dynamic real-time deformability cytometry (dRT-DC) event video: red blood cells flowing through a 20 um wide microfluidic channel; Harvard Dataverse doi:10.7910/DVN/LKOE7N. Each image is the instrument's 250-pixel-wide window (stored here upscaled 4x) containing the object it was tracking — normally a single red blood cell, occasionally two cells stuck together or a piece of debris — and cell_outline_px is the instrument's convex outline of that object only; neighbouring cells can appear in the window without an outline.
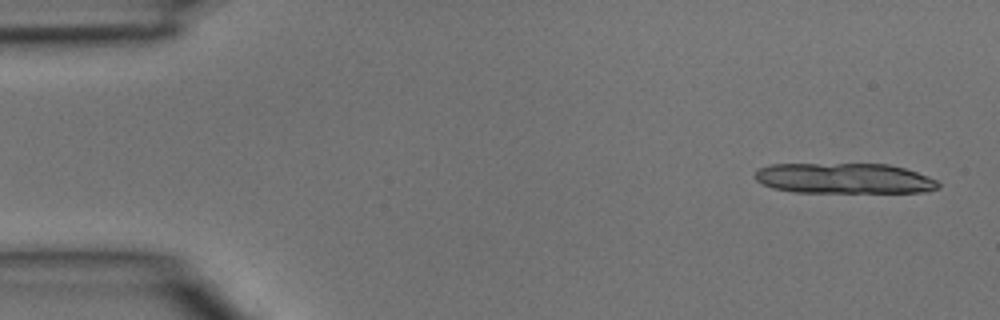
{"species": "common noctule bat (a hibernating species)", "species_latin": "Nyctalus noctula", "temperature_condition": "room temperature", "stored_images_in_passage": 4, "segment_of_instrument_passage": [2, 2], "camera_frame_rate_fps": 3000, "um_per_image_px": 0.085, "animal": {"sex": "male", "body_mass_g": 15.6}, "frame": {"image": 1, "passage_image": 4, "time_ms": 1.0, "image_size_px": [1000, 320], "cell_outline_px": [[940, 188], [928, 192], [792, 192], [772, 188], [756, 180], [752, 176], [760, 168], [772, 164], [888, 164], [904, 168], [928, 176], [936, 180], [940, 184]], "centroid_in_image_um": [71.77, 15.17], "position_along_channel_um": 13.2, "area_um2": 32.66}}